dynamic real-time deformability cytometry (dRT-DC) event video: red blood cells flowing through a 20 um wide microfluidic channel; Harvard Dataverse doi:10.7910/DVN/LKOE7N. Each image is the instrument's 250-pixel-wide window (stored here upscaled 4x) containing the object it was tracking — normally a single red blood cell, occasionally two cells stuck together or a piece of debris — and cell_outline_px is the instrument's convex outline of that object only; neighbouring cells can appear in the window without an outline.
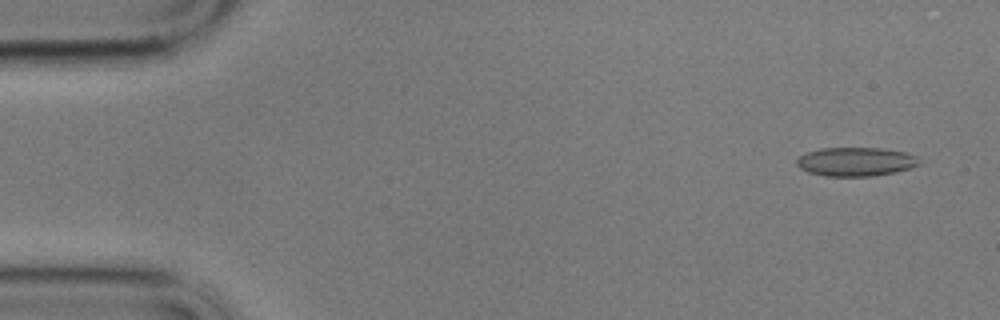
{"species": "common noctule bat (a hibernating species)", "species_latin": "Nyctalus noctula", "temperature_condition": "cold", "stored_images_in_passage": 57, "camera_frame_rate_fps": 3000, "um_per_image_px": 0.085, "animal": {"sex": "male", "body_mass_g": 17.9}, "frame": {"image": 1, "passage_image": 3, "time_ms": 0.667, "image_size_px": [1000, 320], "cell_outline_px": [[924, 164], [912, 168], [896, 172], [872, 176], [824, 176], [808, 172], [800, 168], [796, 164], [796, 160], [804, 152], [820, 148], [880, 148], [908, 152], [916, 156]], "centroid_in_image_um": [72.78, 13.74], "position_along_channel_um": 12.2, "area_um2": 20.98}}
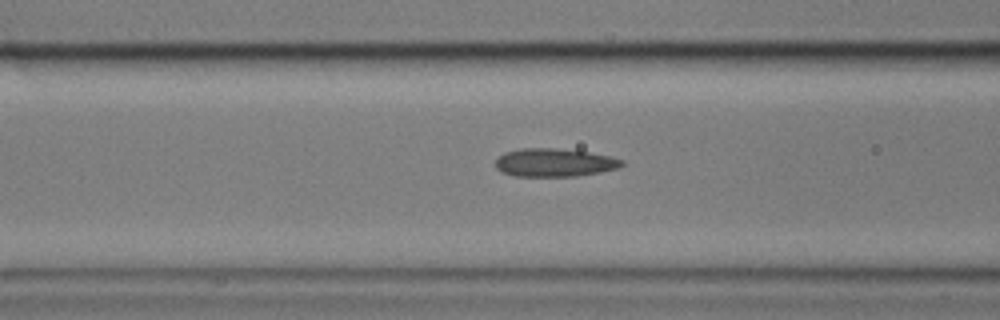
{"frame": {"image": 2, "passage_image": 22, "time_ms": 7.0, "image_size_px": [1000, 320], "cell_outline_px": [[624, 164], [620, 168], [600, 172], [576, 176], [512, 176], [500, 172], [496, 168], [496, 160], [504, 152], [520, 148], [556, 148], [588, 152], [612, 156], [624, 160]], "centroid_in_image_um": [47.14, 13.82], "position_along_channel_um": 119.5, "area_um2": 20.98}}
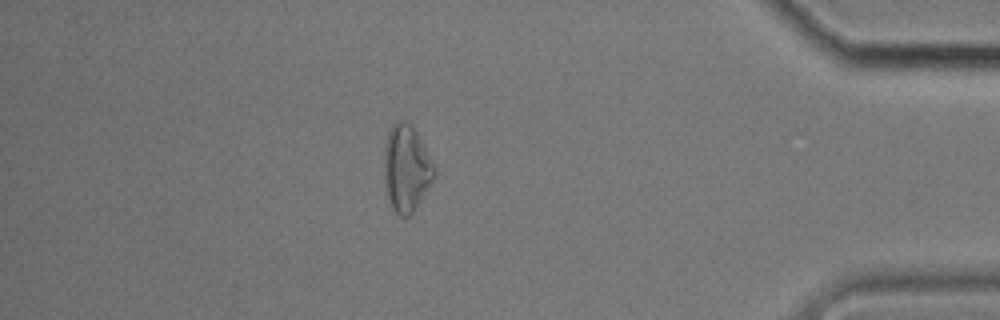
{"frame": {"image": 3, "passage_image": 50, "time_ms": 16.333, "image_size_px": [1000, 320], "cell_outline_px": [[436, 176], [412, 212], [408, 216], [400, 216], [392, 208], [388, 200], [384, 188], [384, 144], [388, 132], [392, 124], [396, 120], [404, 120], [416, 132], [436, 172]], "centroid_in_image_um": [34.49, 14.32], "position_along_channel_um": 400.7, "area_um2": 25.03}, "authors_computed_cell_mechanics": {"area_um2": 21.1548, "velocity_mm_per_s": 3.4324, "shape_relaxation_time_tau1_ms": null, "shape_relaxation_time_tau2_ms": 3.2034, "deformation_change_tau1": null, "deformation_change_tau2": 0.1281}}